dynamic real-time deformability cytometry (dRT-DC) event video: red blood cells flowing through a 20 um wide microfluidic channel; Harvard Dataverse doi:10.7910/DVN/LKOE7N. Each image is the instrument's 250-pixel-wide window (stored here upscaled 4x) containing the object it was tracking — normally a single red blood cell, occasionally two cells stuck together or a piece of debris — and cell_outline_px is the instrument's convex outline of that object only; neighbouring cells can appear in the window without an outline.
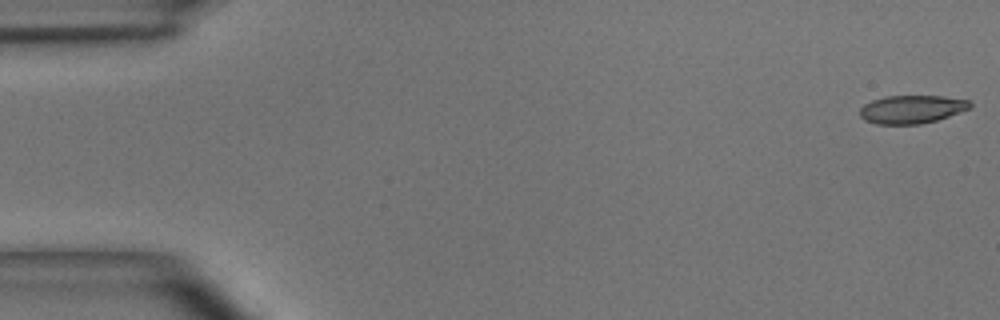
{"species": "common noctule bat (a hibernating species)", "species_latin": "Nyctalus noctula", "temperature_condition": "room temperature", "stored_images_in_passage": 49, "camera_frame_rate_fps": 3000, "um_per_image_px": 0.085, "animal": {"sex": "male", "body_mass_g": 15.6}, "frame": {"image": 1, "passage_image": 1, "time_ms": 0.0, "image_size_px": [1000, 320], "cell_outline_px": [[972, 108], [936, 120], [920, 124], [876, 124], [864, 120], [860, 116], [860, 108], [864, 104], [872, 100], [884, 96], [944, 96], [968, 100], [972, 104]], "centroid_in_image_um": [77.49, 9.28], "position_along_channel_um": 7.5, "area_um2": 18.15}}
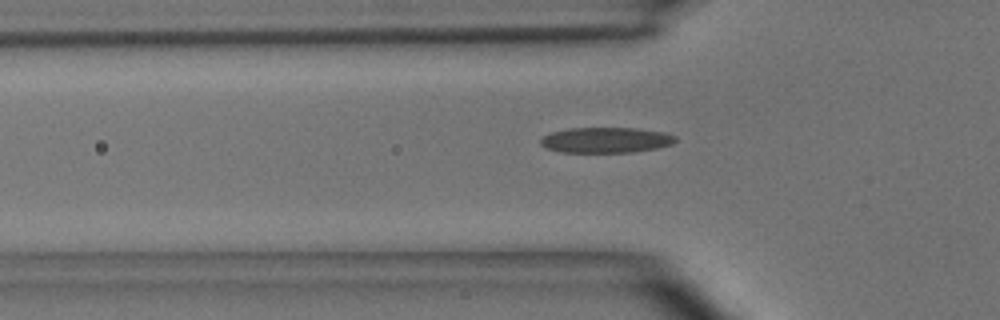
{"frame": {"image": 2, "passage_image": 16, "time_ms": 5.0, "image_size_px": [1000, 320], "cell_outline_px": [[676, 140], [672, 144], [656, 148], [632, 152], [560, 152], [544, 148], [540, 144], [540, 140], [544, 136], [552, 132], [568, 128], [636, 128], [664, 132], [676, 136]], "centroid_in_image_um": [51.48, 11.9], "position_along_channel_um": 74.3, "area_um2": 20.06}}
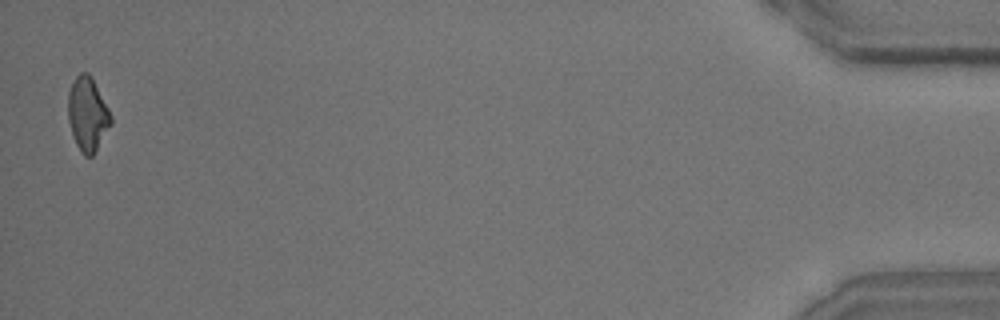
{"frame": {"image": 3, "passage_image": 49, "time_ms": 16.0, "image_size_px": [1000, 320], "cell_outline_px": [[112, 124], [92, 156], [84, 156], [80, 152], [76, 144], [68, 120], [68, 92], [76, 76], [80, 72], [88, 72], [92, 76], [112, 116]], "centroid_in_image_um": [7.45, 9.69], "position_along_channel_um": 427.8, "area_um2": 18.44}, "authors_computed_cell_mechanics": {"area_um2": 19.2474, "velocity_mm_per_s": 4.0167, "shape_relaxation_time_tau1_ms": 6.6299, "shape_relaxation_time_tau2_ms": 2.3866, "deformation_change_tau1": 0.1853, "deformation_change_tau2": 0.123}}